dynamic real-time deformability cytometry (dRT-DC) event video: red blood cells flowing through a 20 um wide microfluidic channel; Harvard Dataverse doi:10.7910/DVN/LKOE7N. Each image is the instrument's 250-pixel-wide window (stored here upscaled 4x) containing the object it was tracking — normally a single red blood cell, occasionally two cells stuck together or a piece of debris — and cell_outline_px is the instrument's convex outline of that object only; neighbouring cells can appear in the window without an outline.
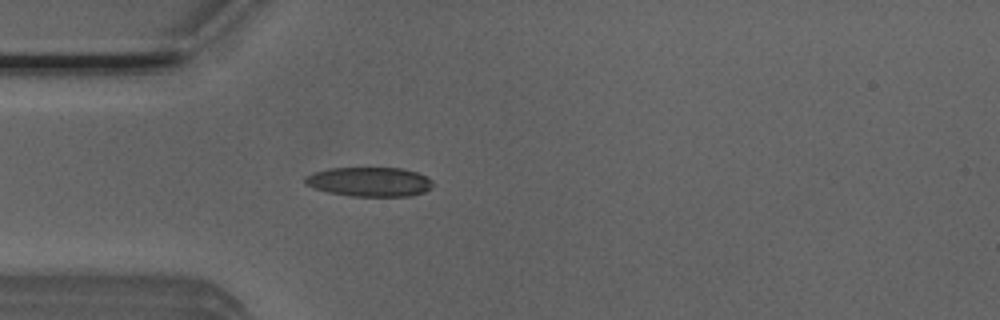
{"species": "Egyptian fruit bat (a non-hibernating species)", "species_latin": "Rousettus aegyptiacus", "temperature_condition": "room temperature", "stored_images_in_passage": 38, "camera_frame_rate_fps": 3000, "um_per_image_px": 0.085, "animal": {"sex": "male"}, "frame": {"image": 1, "passage_image": 1, "time_ms": 0.0, "image_size_px": [1000, 320], "cell_outline_px": [[436, 184], [432, 188], [424, 192], [408, 196], [352, 196], [328, 192], [304, 184], [304, 176], [312, 172], [332, 168], [404, 168], [416, 172], [432, 180]], "centroid_in_image_um": [31.42, 15.45], "position_along_channel_um": 53.6, "area_um2": 21.96}}
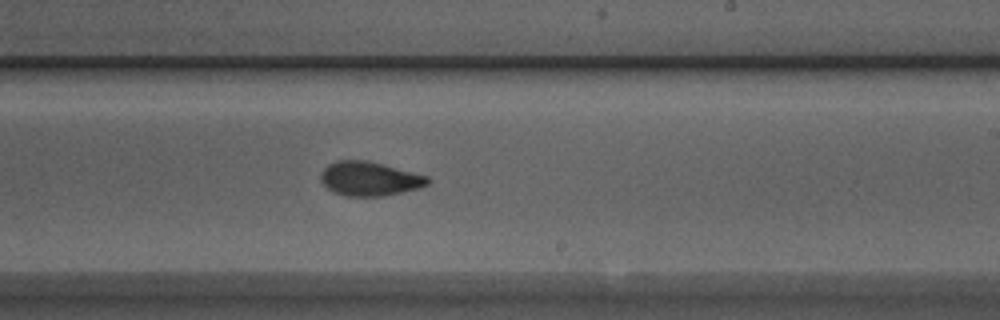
{"frame": {"image": 2, "passage_image": 17, "time_ms": 5.333, "image_size_px": [1000, 320], "cell_outline_px": [[432, 180], [428, 184], [420, 188], [384, 196], [344, 196], [332, 192], [320, 180], [320, 172], [328, 164], [336, 160], [368, 160], [384, 164], [428, 176]], "centroid_in_image_um": [31.41, 15.19], "position_along_channel_um": 257.6, "area_um2": 21.56}}
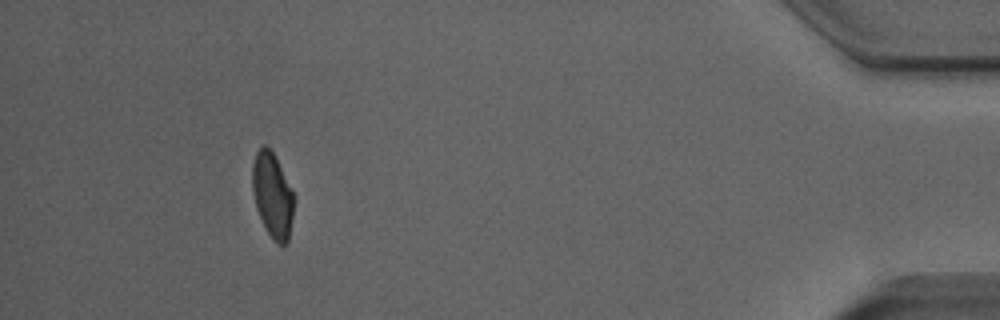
{"frame": {"image": 3, "passage_image": 34, "time_ms": 11.0, "image_size_px": [1000, 320], "cell_outline_px": [[296, 196], [288, 240], [284, 244], [276, 244], [268, 232], [256, 208], [252, 188], [252, 164], [256, 152], [264, 144], [272, 152]], "centroid_in_image_um": [23.17, 16.59], "position_along_channel_um": 412.0, "area_um2": 20.4}, "authors_computed_cell_mechanics": {"area_um2": 21.5594, "velocity_mm_per_s": 3.9308, "shape_relaxation_time_tau1_ms": 3.5927, "shape_relaxation_time_tau2_ms": 1.6345, "deformation_change_tau1": 0.1436, "deformation_change_tau2": 0.0718}}